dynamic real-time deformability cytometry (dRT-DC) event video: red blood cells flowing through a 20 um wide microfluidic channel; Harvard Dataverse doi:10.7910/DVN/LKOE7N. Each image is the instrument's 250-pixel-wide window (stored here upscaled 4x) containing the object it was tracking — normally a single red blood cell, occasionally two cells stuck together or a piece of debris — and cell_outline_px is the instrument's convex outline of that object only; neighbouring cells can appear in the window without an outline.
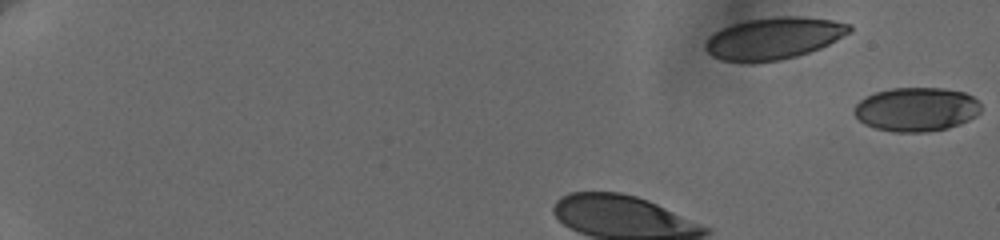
{"species": "human", "species_latin": "Homo sapiens", "temperature_condition": "cold", "stored_images_in_passage": 2, "segment_of_instrument_passage": [2, 2], "camera_frame_rate_fps": 3000, "um_per_image_px": 0.085, "donor": {"sex": "female"}, "frame": {"image": 1, "passage_image": 2, "time_ms": 0.333, "image_size_px": [1000, 240], "cell_outline_px": [[980, 112], [976, 116], [960, 124], [948, 128], [924, 132], [892, 132], [876, 128], [864, 124], [852, 112], [852, 108], [864, 96], [876, 92], [892, 88], [944, 88], [964, 92], [972, 96], [980, 104]], "centroid_in_image_um": [77.86, 9.29], "position_along_channel_um": 7.1, "area_um2": 32.66}}